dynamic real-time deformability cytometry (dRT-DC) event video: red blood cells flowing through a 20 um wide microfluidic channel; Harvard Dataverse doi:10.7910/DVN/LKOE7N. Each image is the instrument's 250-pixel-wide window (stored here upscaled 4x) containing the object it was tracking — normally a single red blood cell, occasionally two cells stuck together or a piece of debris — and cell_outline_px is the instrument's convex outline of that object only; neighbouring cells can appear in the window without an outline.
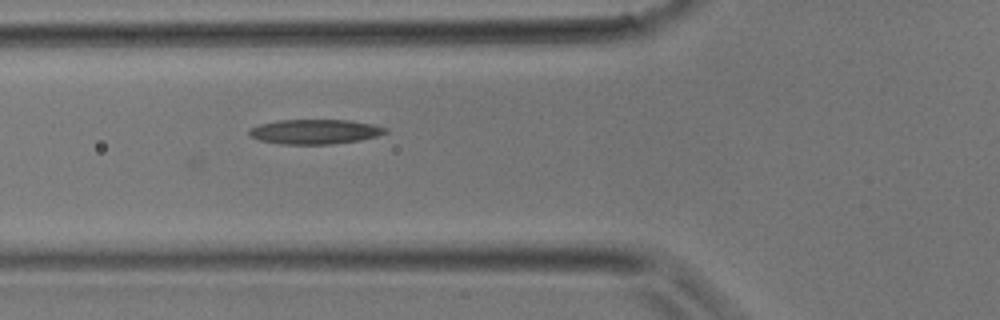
{"species": "common noctule bat (a hibernating species)", "species_latin": "Nyctalus noctula", "temperature_condition": "room temperature", "stored_images_in_passage": 20, "camera_frame_rate_fps": 3000, "um_per_image_px": 0.085, "animal": {"sex": "male", "body_mass_g": 17.9}, "frame": {"image": 1, "passage_image": 3, "time_ms": 0.667, "image_size_px": [1000, 320], "cell_outline_px": [[388, 132], [376, 136], [360, 140], [332, 144], [280, 144], [260, 140], [248, 136], [248, 128], [260, 124], [276, 120], [348, 120], [372, 124], [388, 128]], "centroid_in_image_um": [26.73, 11.19], "position_along_channel_um": 99.1, "area_um2": 19.71}}
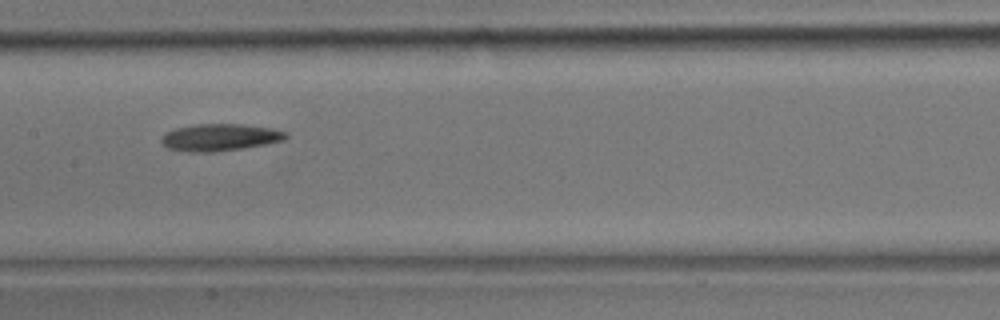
{"frame": {"image": 2, "passage_image": 8, "time_ms": 2.333, "image_size_px": [1000, 320], "cell_outline_px": [[288, 136], [284, 140], [244, 148], [212, 152], [188, 152], [168, 148], [160, 140], [168, 132], [176, 128], [192, 124], [240, 124], [272, 128], [288, 132]], "centroid_in_image_um": [18.72, 11.67], "position_along_channel_um": 188.7, "area_um2": 19.54}}
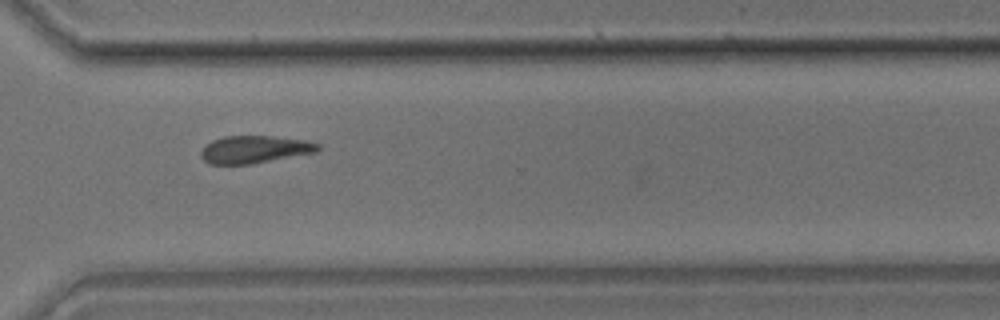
{"frame": {"image": 3, "passage_image": 17, "time_ms": 5.333, "image_size_px": [1000, 320], "cell_outline_px": [[320, 148], [316, 152], [252, 164], [208, 164], [200, 156], [200, 152], [212, 140], [224, 136], [272, 136], [308, 140], [320, 144]], "centroid_in_image_um": [21.66, 12.7], "position_along_channel_um": 348.9, "area_um2": 18.79}}